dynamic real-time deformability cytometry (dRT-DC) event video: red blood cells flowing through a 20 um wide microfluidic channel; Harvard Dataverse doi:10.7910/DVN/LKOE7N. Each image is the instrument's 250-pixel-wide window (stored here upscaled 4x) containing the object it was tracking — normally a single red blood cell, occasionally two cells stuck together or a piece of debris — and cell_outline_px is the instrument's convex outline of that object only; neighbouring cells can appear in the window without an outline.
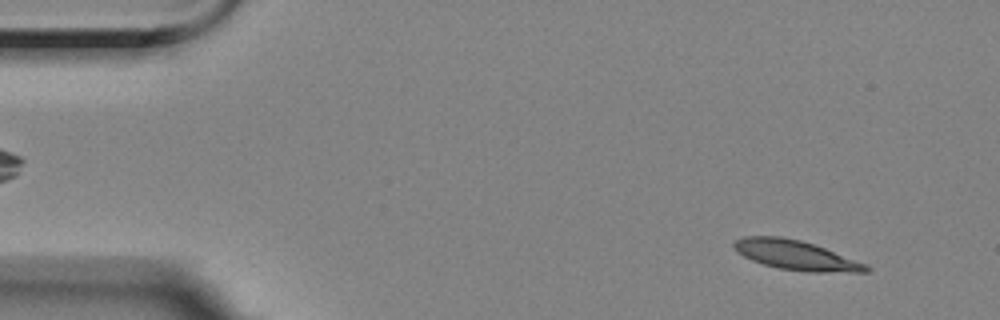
{"species": "Egyptian fruit bat (a non-hibernating species)", "species_latin": "Rousettus aegyptiacus", "temperature_condition": "room temperature", "stored_images_in_passage": 54, "camera_frame_rate_fps": 3000, "um_per_image_px": 0.085, "animal": {"sex": "female"}, "frame": {"image": 1, "passage_image": 2, "time_ms": 0.333, "image_size_px": [1000, 320], "cell_outline_px": [[872, 268], [868, 272], [808, 272], [776, 268], [752, 260], [736, 252], [732, 248], [732, 244], [736, 240], [744, 236], [780, 236], [800, 240], [824, 248], [868, 264]], "centroid_in_image_um": [67.64, 21.69], "position_along_channel_um": 17.4, "area_um2": 22.83}}
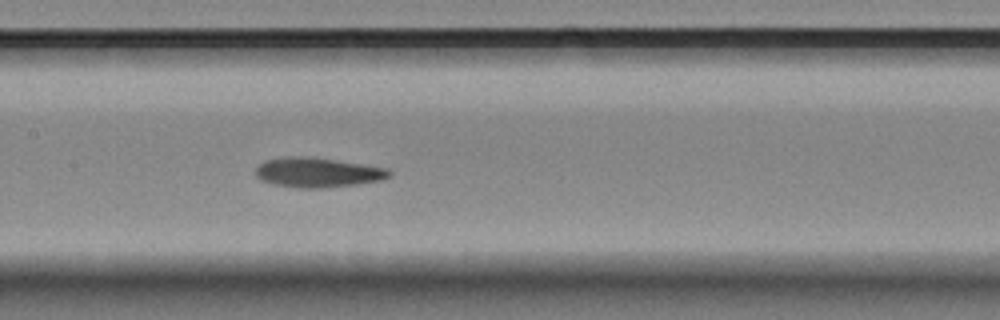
{"frame": {"image": 2, "passage_image": 24, "time_ms": 7.667, "image_size_px": [1000, 320], "cell_outline_px": [[392, 176], [380, 180], [356, 184], [324, 188], [296, 188], [276, 184], [264, 180], [256, 176], [256, 168], [264, 160], [288, 156], [300, 156], [336, 160], [388, 168], [392, 172]], "centroid_in_image_um": [27.02, 14.66], "position_along_channel_um": 180.4, "area_um2": 22.95}}
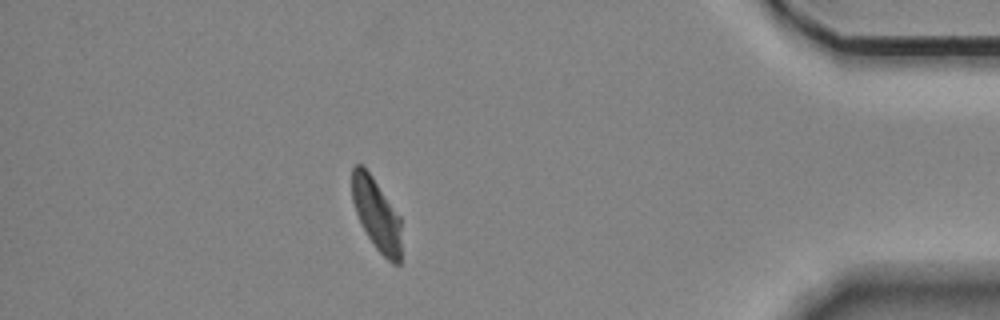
{"frame": {"image": 3, "passage_image": 47, "time_ms": 15.333, "image_size_px": [1000, 320], "cell_outline_px": [[400, 264], [392, 264], [376, 248], [368, 236], [356, 212], [352, 200], [352, 168], [356, 164], [360, 164], [372, 176], [400, 216]], "centroid_in_image_um": [32.0, 18.21], "position_along_channel_um": 403.2, "area_um2": 20.29}, "authors_computed_cell_mechanics": {"area_um2": 22.2819, "velocity_mm_per_s": 3.4762, "shape_relaxation_time_tau1_ms": 9.3166, "shape_relaxation_time_tau2_ms": 1.7859, "deformation_change_tau1": 0.2495, "deformation_change_tau2": 0.0731}}